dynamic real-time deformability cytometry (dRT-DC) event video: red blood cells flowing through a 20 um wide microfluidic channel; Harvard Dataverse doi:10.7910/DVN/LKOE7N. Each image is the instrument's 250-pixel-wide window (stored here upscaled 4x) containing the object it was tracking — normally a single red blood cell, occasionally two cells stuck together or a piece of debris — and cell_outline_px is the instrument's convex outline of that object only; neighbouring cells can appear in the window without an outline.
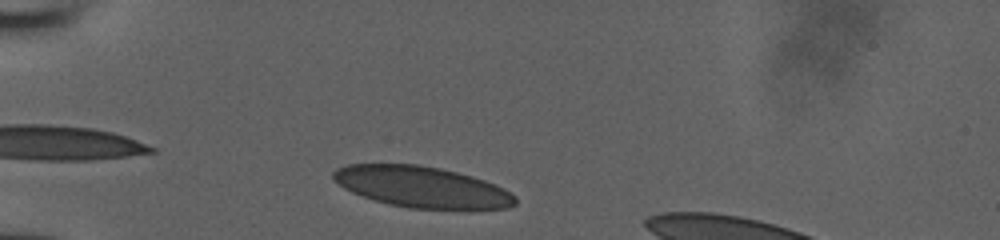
{"species": "human", "species_latin": "Homo sapiens", "temperature_condition": "room temperature", "stored_images_in_passage": 33, "camera_frame_rate_fps": 3000, "um_per_image_px": 0.085, "donor": {"sex": "male"}, "frame": {"image": 1, "passage_image": 2, "time_ms": 0.333, "image_size_px": [1000, 240], "cell_outline_px": [[516, 204], [508, 208], [408, 208], [388, 204], [352, 192], [344, 188], [332, 180], [332, 172], [336, 168], [348, 164], [420, 164], [456, 172], [472, 176], [496, 184], [512, 192], [516, 196]], "centroid_in_image_um": [35.84, 15.88], "position_along_channel_um": 49.2, "area_um2": 43.41}}
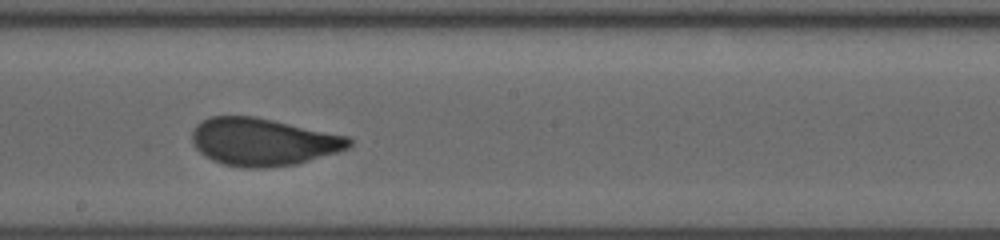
{"frame": {"image": 2, "passage_image": 17, "time_ms": 5.333, "image_size_px": [1000, 240], "cell_outline_px": [[352, 144], [348, 148], [340, 152], [296, 164], [264, 168], [244, 168], [224, 164], [212, 160], [204, 156], [196, 148], [192, 140], [192, 132], [196, 124], [212, 116], [256, 116], [348, 136], [352, 140]], "centroid_in_image_um": [22.37, 12.06], "position_along_channel_um": 225.8, "area_um2": 43.7}}
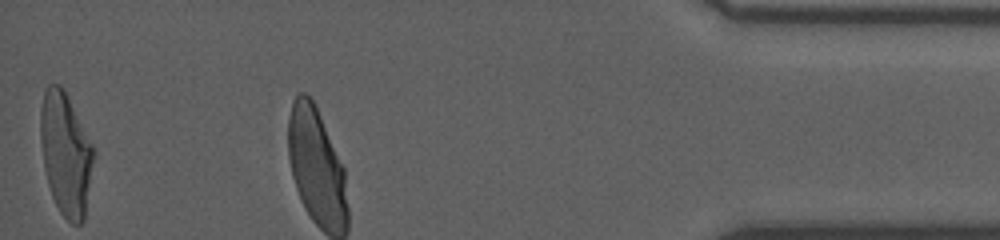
{"frame": {"image": 3, "passage_image": 33, "time_ms": 10.667, "image_size_px": [1000, 240], "cell_outline_px": [[92, 160], [84, 220], [80, 224], [72, 224], [60, 212], [52, 196], [48, 184], [44, 168], [40, 140], [40, 108], [44, 92], [48, 84], [60, 84], [92, 144]], "centroid_in_image_um": [5.53, 13.08], "position_along_channel_um": 429.7, "area_um2": 36.99}}